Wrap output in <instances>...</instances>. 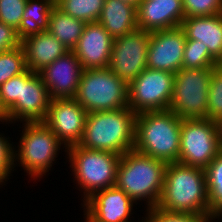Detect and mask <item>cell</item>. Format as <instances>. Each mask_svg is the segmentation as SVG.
Listing matches in <instances>:
<instances>
[{
    "instance_id": "6da1fadb",
    "label": "cell",
    "mask_w": 222,
    "mask_h": 222,
    "mask_svg": "<svg viewBox=\"0 0 222 222\" xmlns=\"http://www.w3.org/2000/svg\"><path fill=\"white\" fill-rule=\"evenodd\" d=\"M156 207L211 218L205 169L178 162L167 163L164 185Z\"/></svg>"
},
{
    "instance_id": "7a4b0ae2",
    "label": "cell",
    "mask_w": 222,
    "mask_h": 222,
    "mask_svg": "<svg viewBox=\"0 0 222 222\" xmlns=\"http://www.w3.org/2000/svg\"><path fill=\"white\" fill-rule=\"evenodd\" d=\"M181 123L170 110L136 114L134 150L166 163L178 162Z\"/></svg>"
},
{
    "instance_id": "3957f363",
    "label": "cell",
    "mask_w": 222,
    "mask_h": 222,
    "mask_svg": "<svg viewBox=\"0 0 222 222\" xmlns=\"http://www.w3.org/2000/svg\"><path fill=\"white\" fill-rule=\"evenodd\" d=\"M136 114L129 108L88 112L80 146L123 155L135 145Z\"/></svg>"
},
{
    "instance_id": "277c9868",
    "label": "cell",
    "mask_w": 222,
    "mask_h": 222,
    "mask_svg": "<svg viewBox=\"0 0 222 222\" xmlns=\"http://www.w3.org/2000/svg\"><path fill=\"white\" fill-rule=\"evenodd\" d=\"M165 161L130 150L121 155L115 186L133 201L147 199V209L157 205L164 185Z\"/></svg>"
},
{
    "instance_id": "5b68a950",
    "label": "cell",
    "mask_w": 222,
    "mask_h": 222,
    "mask_svg": "<svg viewBox=\"0 0 222 222\" xmlns=\"http://www.w3.org/2000/svg\"><path fill=\"white\" fill-rule=\"evenodd\" d=\"M74 99L87 112L128 107V84L109 68L83 69Z\"/></svg>"
},
{
    "instance_id": "8992f818",
    "label": "cell",
    "mask_w": 222,
    "mask_h": 222,
    "mask_svg": "<svg viewBox=\"0 0 222 222\" xmlns=\"http://www.w3.org/2000/svg\"><path fill=\"white\" fill-rule=\"evenodd\" d=\"M66 151L75 180L84 190V200L96 191L115 186L121 155L87 149L79 144L68 147Z\"/></svg>"
},
{
    "instance_id": "52a82bcc",
    "label": "cell",
    "mask_w": 222,
    "mask_h": 222,
    "mask_svg": "<svg viewBox=\"0 0 222 222\" xmlns=\"http://www.w3.org/2000/svg\"><path fill=\"white\" fill-rule=\"evenodd\" d=\"M23 127L14 162L18 161L33 179H40L50 170L63 143L44 121L25 122Z\"/></svg>"
},
{
    "instance_id": "ba28073f",
    "label": "cell",
    "mask_w": 222,
    "mask_h": 222,
    "mask_svg": "<svg viewBox=\"0 0 222 222\" xmlns=\"http://www.w3.org/2000/svg\"><path fill=\"white\" fill-rule=\"evenodd\" d=\"M213 68H181L174 74L168 110L182 119L207 118L208 90Z\"/></svg>"
},
{
    "instance_id": "9c48e42d",
    "label": "cell",
    "mask_w": 222,
    "mask_h": 222,
    "mask_svg": "<svg viewBox=\"0 0 222 222\" xmlns=\"http://www.w3.org/2000/svg\"><path fill=\"white\" fill-rule=\"evenodd\" d=\"M178 163L206 168L222 151L217 126L207 118L182 119Z\"/></svg>"
},
{
    "instance_id": "30bf717a",
    "label": "cell",
    "mask_w": 222,
    "mask_h": 222,
    "mask_svg": "<svg viewBox=\"0 0 222 222\" xmlns=\"http://www.w3.org/2000/svg\"><path fill=\"white\" fill-rule=\"evenodd\" d=\"M173 87V73L146 68L128 84V107L135 114L168 110Z\"/></svg>"
},
{
    "instance_id": "8fae6325",
    "label": "cell",
    "mask_w": 222,
    "mask_h": 222,
    "mask_svg": "<svg viewBox=\"0 0 222 222\" xmlns=\"http://www.w3.org/2000/svg\"><path fill=\"white\" fill-rule=\"evenodd\" d=\"M151 32L141 29L113 39L109 69L129 84L147 68Z\"/></svg>"
},
{
    "instance_id": "7c38bea8",
    "label": "cell",
    "mask_w": 222,
    "mask_h": 222,
    "mask_svg": "<svg viewBox=\"0 0 222 222\" xmlns=\"http://www.w3.org/2000/svg\"><path fill=\"white\" fill-rule=\"evenodd\" d=\"M87 113L74 98L51 99L44 122L67 149L81 142Z\"/></svg>"
},
{
    "instance_id": "4fadbf2b",
    "label": "cell",
    "mask_w": 222,
    "mask_h": 222,
    "mask_svg": "<svg viewBox=\"0 0 222 222\" xmlns=\"http://www.w3.org/2000/svg\"><path fill=\"white\" fill-rule=\"evenodd\" d=\"M186 36L181 26L150 34L147 68L175 74L183 68Z\"/></svg>"
},
{
    "instance_id": "5bb4252c",
    "label": "cell",
    "mask_w": 222,
    "mask_h": 222,
    "mask_svg": "<svg viewBox=\"0 0 222 222\" xmlns=\"http://www.w3.org/2000/svg\"><path fill=\"white\" fill-rule=\"evenodd\" d=\"M51 102L49 91L38 73L27 69L21 83L20 98L6 111L8 121H44Z\"/></svg>"
},
{
    "instance_id": "9a60e30c",
    "label": "cell",
    "mask_w": 222,
    "mask_h": 222,
    "mask_svg": "<svg viewBox=\"0 0 222 222\" xmlns=\"http://www.w3.org/2000/svg\"><path fill=\"white\" fill-rule=\"evenodd\" d=\"M83 202L86 222H130L136 203L116 186L96 191Z\"/></svg>"
},
{
    "instance_id": "2e32d148",
    "label": "cell",
    "mask_w": 222,
    "mask_h": 222,
    "mask_svg": "<svg viewBox=\"0 0 222 222\" xmlns=\"http://www.w3.org/2000/svg\"><path fill=\"white\" fill-rule=\"evenodd\" d=\"M83 67L73 51H68L38 74L49 91L51 99L74 98Z\"/></svg>"
},
{
    "instance_id": "e0dca14e",
    "label": "cell",
    "mask_w": 222,
    "mask_h": 222,
    "mask_svg": "<svg viewBox=\"0 0 222 222\" xmlns=\"http://www.w3.org/2000/svg\"><path fill=\"white\" fill-rule=\"evenodd\" d=\"M113 38L98 22H88L78 43L73 48L83 69L108 68Z\"/></svg>"
},
{
    "instance_id": "ac0fdd59",
    "label": "cell",
    "mask_w": 222,
    "mask_h": 222,
    "mask_svg": "<svg viewBox=\"0 0 222 222\" xmlns=\"http://www.w3.org/2000/svg\"><path fill=\"white\" fill-rule=\"evenodd\" d=\"M138 29L154 32L181 26L182 0H142L136 9Z\"/></svg>"
},
{
    "instance_id": "d6986e66",
    "label": "cell",
    "mask_w": 222,
    "mask_h": 222,
    "mask_svg": "<svg viewBox=\"0 0 222 222\" xmlns=\"http://www.w3.org/2000/svg\"><path fill=\"white\" fill-rule=\"evenodd\" d=\"M27 69L34 73L65 55L69 49L48 31L26 37L21 41Z\"/></svg>"
},
{
    "instance_id": "ffe728a7",
    "label": "cell",
    "mask_w": 222,
    "mask_h": 222,
    "mask_svg": "<svg viewBox=\"0 0 222 222\" xmlns=\"http://www.w3.org/2000/svg\"><path fill=\"white\" fill-rule=\"evenodd\" d=\"M181 27L186 39L200 41L219 64L222 62V13L211 16L185 17Z\"/></svg>"
},
{
    "instance_id": "44dd1931",
    "label": "cell",
    "mask_w": 222,
    "mask_h": 222,
    "mask_svg": "<svg viewBox=\"0 0 222 222\" xmlns=\"http://www.w3.org/2000/svg\"><path fill=\"white\" fill-rule=\"evenodd\" d=\"M98 22L113 39L138 29L136 8L121 0H105Z\"/></svg>"
},
{
    "instance_id": "7402d4cb",
    "label": "cell",
    "mask_w": 222,
    "mask_h": 222,
    "mask_svg": "<svg viewBox=\"0 0 222 222\" xmlns=\"http://www.w3.org/2000/svg\"><path fill=\"white\" fill-rule=\"evenodd\" d=\"M54 7L55 0H27L21 24L16 30L19 40L47 31Z\"/></svg>"
},
{
    "instance_id": "603a6c76",
    "label": "cell",
    "mask_w": 222,
    "mask_h": 222,
    "mask_svg": "<svg viewBox=\"0 0 222 222\" xmlns=\"http://www.w3.org/2000/svg\"><path fill=\"white\" fill-rule=\"evenodd\" d=\"M85 26L86 22L63 13L55 6L51 10L47 31L64 44L69 51H72L78 43Z\"/></svg>"
},
{
    "instance_id": "cb8c5ba5",
    "label": "cell",
    "mask_w": 222,
    "mask_h": 222,
    "mask_svg": "<svg viewBox=\"0 0 222 222\" xmlns=\"http://www.w3.org/2000/svg\"><path fill=\"white\" fill-rule=\"evenodd\" d=\"M211 221L222 217V151L205 168Z\"/></svg>"
},
{
    "instance_id": "d4e9b609",
    "label": "cell",
    "mask_w": 222,
    "mask_h": 222,
    "mask_svg": "<svg viewBox=\"0 0 222 222\" xmlns=\"http://www.w3.org/2000/svg\"><path fill=\"white\" fill-rule=\"evenodd\" d=\"M105 0H55L63 13L86 23L98 21Z\"/></svg>"
},
{
    "instance_id": "484cf974",
    "label": "cell",
    "mask_w": 222,
    "mask_h": 222,
    "mask_svg": "<svg viewBox=\"0 0 222 222\" xmlns=\"http://www.w3.org/2000/svg\"><path fill=\"white\" fill-rule=\"evenodd\" d=\"M26 70L27 65L22 45L0 52V85Z\"/></svg>"
},
{
    "instance_id": "4316f807",
    "label": "cell",
    "mask_w": 222,
    "mask_h": 222,
    "mask_svg": "<svg viewBox=\"0 0 222 222\" xmlns=\"http://www.w3.org/2000/svg\"><path fill=\"white\" fill-rule=\"evenodd\" d=\"M219 63L209 54V50L198 40L186 39L183 68H214Z\"/></svg>"
},
{
    "instance_id": "83f0119b",
    "label": "cell",
    "mask_w": 222,
    "mask_h": 222,
    "mask_svg": "<svg viewBox=\"0 0 222 222\" xmlns=\"http://www.w3.org/2000/svg\"><path fill=\"white\" fill-rule=\"evenodd\" d=\"M222 117V66L213 68L208 90L207 119L216 121Z\"/></svg>"
},
{
    "instance_id": "f1b7e54d",
    "label": "cell",
    "mask_w": 222,
    "mask_h": 222,
    "mask_svg": "<svg viewBox=\"0 0 222 222\" xmlns=\"http://www.w3.org/2000/svg\"><path fill=\"white\" fill-rule=\"evenodd\" d=\"M145 221L142 222H210L211 218L188 212H170L159 207L147 209Z\"/></svg>"
},
{
    "instance_id": "f546056e",
    "label": "cell",
    "mask_w": 222,
    "mask_h": 222,
    "mask_svg": "<svg viewBox=\"0 0 222 222\" xmlns=\"http://www.w3.org/2000/svg\"><path fill=\"white\" fill-rule=\"evenodd\" d=\"M185 17L211 16L222 13V0H182Z\"/></svg>"
},
{
    "instance_id": "4dcf8cb0",
    "label": "cell",
    "mask_w": 222,
    "mask_h": 222,
    "mask_svg": "<svg viewBox=\"0 0 222 222\" xmlns=\"http://www.w3.org/2000/svg\"><path fill=\"white\" fill-rule=\"evenodd\" d=\"M27 0H0V21L17 30L21 24Z\"/></svg>"
},
{
    "instance_id": "1f68e13d",
    "label": "cell",
    "mask_w": 222,
    "mask_h": 222,
    "mask_svg": "<svg viewBox=\"0 0 222 222\" xmlns=\"http://www.w3.org/2000/svg\"><path fill=\"white\" fill-rule=\"evenodd\" d=\"M21 83H25V72L0 85V102L5 111L20 98Z\"/></svg>"
},
{
    "instance_id": "d6a6232c",
    "label": "cell",
    "mask_w": 222,
    "mask_h": 222,
    "mask_svg": "<svg viewBox=\"0 0 222 222\" xmlns=\"http://www.w3.org/2000/svg\"><path fill=\"white\" fill-rule=\"evenodd\" d=\"M7 139V137H2L0 134V184L7 181L8 176L15 167L14 146L12 148V144Z\"/></svg>"
},
{
    "instance_id": "836d02e7",
    "label": "cell",
    "mask_w": 222,
    "mask_h": 222,
    "mask_svg": "<svg viewBox=\"0 0 222 222\" xmlns=\"http://www.w3.org/2000/svg\"><path fill=\"white\" fill-rule=\"evenodd\" d=\"M20 45L16 30L0 21V52L12 50Z\"/></svg>"
},
{
    "instance_id": "e575fe53",
    "label": "cell",
    "mask_w": 222,
    "mask_h": 222,
    "mask_svg": "<svg viewBox=\"0 0 222 222\" xmlns=\"http://www.w3.org/2000/svg\"><path fill=\"white\" fill-rule=\"evenodd\" d=\"M215 122H216V126H217V133H218L220 146H221V149H222V117L217 119Z\"/></svg>"
},
{
    "instance_id": "d590c367",
    "label": "cell",
    "mask_w": 222,
    "mask_h": 222,
    "mask_svg": "<svg viewBox=\"0 0 222 222\" xmlns=\"http://www.w3.org/2000/svg\"><path fill=\"white\" fill-rule=\"evenodd\" d=\"M0 121L1 122H8L7 112L2 107L1 102H0Z\"/></svg>"
},
{
    "instance_id": "8d00e7d4",
    "label": "cell",
    "mask_w": 222,
    "mask_h": 222,
    "mask_svg": "<svg viewBox=\"0 0 222 222\" xmlns=\"http://www.w3.org/2000/svg\"><path fill=\"white\" fill-rule=\"evenodd\" d=\"M121 1H123L124 3H127L137 9V7L139 6V4L142 0H121Z\"/></svg>"
}]
</instances>
